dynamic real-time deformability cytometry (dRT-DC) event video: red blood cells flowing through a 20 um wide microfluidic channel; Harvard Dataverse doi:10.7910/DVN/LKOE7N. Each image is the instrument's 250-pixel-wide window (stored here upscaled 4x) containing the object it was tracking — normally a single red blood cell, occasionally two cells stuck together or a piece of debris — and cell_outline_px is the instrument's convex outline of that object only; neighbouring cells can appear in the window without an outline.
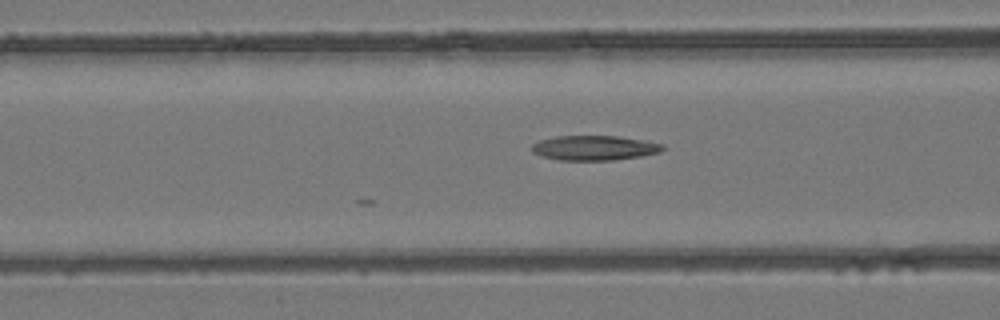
{"species": "common noctule bat (a hibernating species)", "species_latin": "Nyctalus noctula", "temperature_condition": "room temperature", "stored_images_in_passage": 21, "camera_frame_rate_fps": 3000, "um_per_image_px": 0.085, "animal": {"sex": "female", "body_mass_g": 24.6, "forearm_length_mm": 56.2}, "frame": {"image": 1, "passage_image": 21, "time_ms": 6.667, "image_size_px": [1000, 320], "cell_outline_px": [[664, 148], [660, 152], [640, 156], [612, 160], [560, 160], [544, 156], [532, 152], [532, 144], [540, 140], [556, 136], [620, 136], [644, 140], [664, 144]], "centroid_in_image_um": [50.54, 12.56], "position_along_channel_um": 116.1, "area_um2": 18.79}}